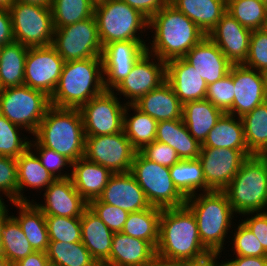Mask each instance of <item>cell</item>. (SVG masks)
<instances>
[{
  "label": "cell",
  "mask_w": 267,
  "mask_h": 266,
  "mask_svg": "<svg viewBox=\"0 0 267 266\" xmlns=\"http://www.w3.org/2000/svg\"><path fill=\"white\" fill-rule=\"evenodd\" d=\"M244 138L252 154L267 155V101L241 117Z\"/></svg>",
  "instance_id": "74e56055"
},
{
  "label": "cell",
  "mask_w": 267,
  "mask_h": 266,
  "mask_svg": "<svg viewBox=\"0 0 267 266\" xmlns=\"http://www.w3.org/2000/svg\"><path fill=\"white\" fill-rule=\"evenodd\" d=\"M64 59L52 46L29 47L24 69V85L53 94L64 65Z\"/></svg>",
  "instance_id": "2e32d148"
},
{
  "label": "cell",
  "mask_w": 267,
  "mask_h": 266,
  "mask_svg": "<svg viewBox=\"0 0 267 266\" xmlns=\"http://www.w3.org/2000/svg\"><path fill=\"white\" fill-rule=\"evenodd\" d=\"M211 252L202 244L194 213L185 204L162 209L156 255L173 261H196Z\"/></svg>",
  "instance_id": "7a4b0ae2"
},
{
  "label": "cell",
  "mask_w": 267,
  "mask_h": 266,
  "mask_svg": "<svg viewBox=\"0 0 267 266\" xmlns=\"http://www.w3.org/2000/svg\"><path fill=\"white\" fill-rule=\"evenodd\" d=\"M233 84L235 97L227 114L241 118L267 101V74L233 64Z\"/></svg>",
  "instance_id": "ac0fdd59"
},
{
  "label": "cell",
  "mask_w": 267,
  "mask_h": 266,
  "mask_svg": "<svg viewBox=\"0 0 267 266\" xmlns=\"http://www.w3.org/2000/svg\"><path fill=\"white\" fill-rule=\"evenodd\" d=\"M148 266H184V262L167 260L156 255Z\"/></svg>",
  "instance_id": "91938a15"
},
{
  "label": "cell",
  "mask_w": 267,
  "mask_h": 266,
  "mask_svg": "<svg viewBox=\"0 0 267 266\" xmlns=\"http://www.w3.org/2000/svg\"><path fill=\"white\" fill-rule=\"evenodd\" d=\"M243 65L267 74V33L263 29L251 31L249 52Z\"/></svg>",
  "instance_id": "c3c4849f"
},
{
  "label": "cell",
  "mask_w": 267,
  "mask_h": 266,
  "mask_svg": "<svg viewBox=\"0 0 267 266\" xmlns=\"http://www.w3.org/2000/svg\"><path fill=\"white\" fill-rule=\"evenodd\" d=\"M223 114L221 109L207 99L188 101L182 105V120L189 133L201 145Z\"/></svg>",
  "instance_id": "f1b7e54d"
},
{
  "label": "cell",
  "mask_w": 267,
  "mask_h": 266,
  "mask_svg": "<svg viewBox=\"0 0 267 266\" xmlns=\"http://www.w3.org/2000/svg\"><path fill=\"white\" fill-rule=\"evenodd\" d=\"M94 17L102 46L119 41H148L142 37L148 35L149 19L126 2L97 0Z\"/></svg>",
  "instance_id": "52a82bcc"
},
{
  "label": "cell",
  "mask_w": 267,
  "mask_h": 266,
  "mask_svg": "<svg viewBox=\"0 0 267 266\" xmlns=\"http://www.w3.org/2000/svg\"><path fill=\"white\" fill-rule=\"evenodd\" d=\"M147 41H119L103 46L102 67L105 90H113L147 51Z\"/></svg>",
  "instance_id": "e0dca14e"
},
{
  "label": "cell",
  "mask_w": 267,
  "mask_h": 266,
  "mask_svg": "<svg viewBox=\"0 0 267 266\" xmlns=\"http://www.w3.org/2000/svg\"><path fill=\"white\" fill-rule=\"evenodd\" d=\"M29 47L19 42L3 45L0 55V85L2 88L24 85L25 60Z\"/></svg>",
  "instance_id": "e575fe53"
},
{
  "label": "cell",
  "mask_w": 267,
  "mask_h": 266,
  "mask_svg": "<svg viewBox=\"0 0 267 266\" xmlns=\"http://www.w3.org/2000/svg\"><path fill=\"white\" fill-rule=\"evenodd\" d=\"M14 3V0H0V9H8Z\"/></svg>",
  "instance_id": "e7e4bbea"
},
{
  "label": "cell",
  "mask_w": 267,
  "mask_h": 266,
  "mask_svg": "<svg viewBox=\"0 0 267 266\" xmlns=\"http://www.w3.org/2000/svg\"><path fill=\"white\" fill-rule=\"evenodd\" d=\"M157 122L182 119V103L165 81L157 89L143 95L133 104Z\"/></svg>",
  "instance_id": "4316f807"
},
{
  "label": "cell",
  "mask_w": 267,
  "mask_h": 266,
  "mask_svg": "<svg viewBox=\"0 0 267 266\" xmlns=\"http://www.w3.org/2000/svg\"><path fill=\"white\" fill-rule=\"evenodd\" d=\"M13 205L19 212L17 216L12 213V216L20 224L33 250L47 252L49 237L43 212L33 202H12Z\"/></svg>",
  "instance_id": "4dcf8cb0"
},
{
  "label": "cell",
  "mask_w": 267,
  "mask_h": 266,
  "mask_svg": "<svg viewBox=\"0 0 267 266\" xmlns=\"http://www.w3.org/2000/svg\"><path fill=\"white\" fill-rule=\"evenodd\" d=\"M31 139L32 140L30 141V148L34 150V152L40 159L42 166L55 179H64V178H69L71 176L72 162L69 159L57 153L53 149L43 147L33 137ZM68 167L70 168L69 170ZM63 169L70 171V173Z\"/></svg>",
  "instance_id": "bcb514c9"
},
{
  "label": "cell",
  "mask_w": 267,
  "mask_h": 266,
  "mask_svg": "<svg viewBox=\"0 0 267 266\" xmlns=\"http://www.w3.org/2000/svg\"><path fill=\"white\" fill-rule=\"evenodd\" d=\"M14 2L28 3L33 5H41L44 7L51 6V0H14Z\"/></svg>",
  "instance_id": "6125c7cd"
},
{
  "label": "cell",
  "mask_w": 267,
  "mask_h": 266,
  "mask_svg": "<svg viewBox=\"0 0 267 266\" xmlns=\"http://www.w3.org/2000/svg\"><path fill=\"white\" fill-rule=\"evenodd\" d=\"M95 0H51L54 28L65 27L94 15Z\"/></svg>",
  "instance_id": "60d3db41"
},
{
  "label": "cell",
  "mask_w": 267,
  "mask_h": 266,
  "mask_svg": "<svg viewBox=\"0 0 267 266\" xmlns=\"http://www.w3.org/2000/svg\"><path fill=\"white\" fill-rule=\"evenodd\" d=\"M49 241L81 242V217L45 216Z\"/></svg>",
  "instance_id": "ee69618b"
},
{
  "label": "cell",
  "mask_w": 267,
  "mask_h": 266,
  "mask_svg": "<svg viewBox=\"0 0 267 266\" xmlns=\"http://www.w3.org/2000/svg\"><path fill=\"white\" fill-rule=\"evenodd\" d=\"M130 172L151 206L166 209L185 205L186 198L174 185L169 167L157 164L137 151Z\"/></svg>",
  "instance_id": "ba28073f"
},
{
  "label": "cell",
  "mask_w": 267,
  "mask_h": 266,
  "mask_svg": "<svg viewBox=\"0 0 267 266\" xmlns=\"http://www.w3.org/2000/svg\"><path fill=\"white\" fill-rule=\"evenodd\" d=\"M14 41L10 11L8 9H0V44L6 45Z\"/></svg>",
  "instance_id": "11a10c76"
},
{
  "label": "cell",
  "mask_w": 267,
  "mask_h": 266,
  "mask_svg": "<svg viewBox=\"0 0 267 266\" xmlns=\"http://www.w3.org/2000/svg\"><path fill=\"white\" fill-rule=\"evenodd\" d=\"M98 199L103 203L119 207L129 213L151 207L144 191L130 171L113 173Z\"/></svg>",
  "instance_id": "44dd1931"
},
{
  "label": "cell",
  "mask_w": 267,
  "mask_h": 266,
  "mask_svg": "<svg viewBox=\"0 0 267 266\" xmlns=\"http://www.w3.org/2000/svg\"><path fill=\"white\" fill-rule=\"evenodd\" d=\"M201 147L230 148L248 150L244 138V126L241 118L224 113L209 131Z\"/></svg>",
  "instance_id": "d6a6232c"
},
{
  "label": "cell",
  "mask_w": 267,
  "mask_h": 266,
  "mask_svg": "<svg viewBox=\"0 0 267 266\" xmlns=\"http://www.w3.org/2000/svg\"><path fill=\"white\" fill-rule=\"evenodd\" d=\"M88 207L113 232H121L129 212L119 207L103 203L98 198L88 202Z\"/></svg>",
  "instance_id": "681fc988"
},
{
  "label": "cell",
  "mask_w": 267,
  "mask_h": 266,
  "mask_svg": "<svg viewBox=\"0 0 267 266\" xmlns=\"http://www.w3.org/2000/svg\"><path fill=\"white\" fill-rule=\"evenodd\" d=\"M50 106L45 92L25 85L3 88L0 94V114L32 135Z\"/></svg>",
  "instance_id": "9c48e42d"
},
{
  "label": "cell",
  "mask_w": 267,
  "mask_h": 266,
  "mask_svg": "<svg viewBox=\"0 0 267 266\" xmlns=\"http://www.w3.org/2000/svg\"><path fill=\"white\" fill-rule=\"evenodd\" d=\"M231 260L237 266H267V256H235Z\"/></svg>",
  "instance_id": "6f0895ef"
},
{
  "label": "cell",
  "mask_w": 267,
  "mask_h": 266,
  "mask_svg": "<svg viewBox=\"0 0 267 266\" xmlns=\"http://www.w3.org/2000/svg\"><path fill=\"white\" fill-rule=\"evenodd\" d=\"M170 4L192 20L206 35L227 11V0H170Z\"/></svg>",
  "instance_id": "1f68e13d"
},
{
  "label": "cell",
  "mask_w": 267,
  "mask_h": 266,
  "mask_svg": "<svg viewBox=\"0 0 267 266\" xmlns=\"http://www.w3.org/2000/svg\"><path fill=\"white\" fill-rule=\"evenodd\" d=\"M126 2L132 8L140 11L144 16L150 19L155 13L170 3V0H121Z\"/></svg>",
  "instance_id": "db71d44e"
},
{
  "label": "cell",
  "mask_w": 267,
  "mask_h": 266,
  "mask_svg": "<svg viewBox=\"0 0 267 266\" xmlns=\"http://www.w3.org/2000/svg\"><path fill=\"white\" fill-rule=\"evenodd\" d=\"M170 175L178 191L187 199L206 192L203 169L199 159L180 160L170 167Z\"/></svg>",
  "instance_id": "8d00e7d4"
},
{
  "label": "cell",
  "mask_w": 267,
  "mask_h": 266,
  "mask_svg": "<svg viewBox=\"0 0 267 266\" xmlns=\"http://www.w3.org/2000/svg\"><path fill=\"white\" fill-rule=\"evenodd\" d=\"M46 253L51 266H100L82 242L49 241Z\"/></svg>",
  "instance_id": "f35d334b"
},
{
  "label": "cell",
  "mask_w": 267,
  "mask_h": 266,
  "mask_svg": "<svg viewBox=\"0 0 267 266\" xmlns=\"http://www.w3.org/2000/svg\"><path fill=\"white\" fill-rule=\"evenodd\" d=\"M233 84V65L230 72L222 79L208 85L206 97L214 106L227 113L233 105L235 97Z\"/></svg>",
  "instance_id": "7dc6e473"
},
{
  "label": "cell",
  "mask_w": 267,
  "mask_h": 266,
  "mask_svg": "<svg viewBox=\"0 0 267 266\" xmlns=\"http://www.w3.org/2000/svg\"><path fill=\"white\" fill-rule=\"evenodd\" d=\"M112 90H104L79 108L85 136L112 135L123 131L126 104Z\"/></svg>",
  "instance_id": "7c38bea8"
},
{
  "label": "cell",
  "mask_w": 267,
  "mask_h": 266,
  "mask_svg": "<svg viewBox=\"0 0 267 266\" xmlns=\"http://www.w3.org/2000/svg\"><path fill=\"white\" fill-rule=\"evenodd\" d=\"M13 266H51L46 252L34 251Z\"/></svg>",
  "instance_id": "9f6ffc18"
},
{
  "label": "cell",
  "mask_w": 267,
  "mask_h": 266,
  "mask_svg": "<svg viewBox=\"0 0 267 266\" xmlns=\"http://www.w3.org/2000/svg\"><path fill=\"white\" fill-rule=\"evenodd\" d=\"M251 31L226 11L207 36L232 64H243L249 52Z\"/></svg>",
  "instance_id": "ffe728a7"
},
{
  "label": "cell",
  "mask_w": 267,
  "mask_h": 266,
  "mask_svg": "<svg viewBox=\"0 0 267 266\" xmlns=\"http://www.w3.org/2000/svg\"><path fill=\"white\" fill-rule=\"evenodd\" d=\"M32 137L43 147L53 149L72 163L84 157L86 136L79 108L51 105Z\"/></svg>",
  "instance_id": "3957f363"
},
{
  "label": "cell",
  "mask_w": 267,
  "mask_h": 266,
  "mask_svg": "<svg viewBox=\"0 0 267 266\" xmlns=\"http://www.w3.org/2000/svg\"><path fill=\"white\" fill-rule=\"evenodd\" d=\"M0 194L2 197L4 194L11 203L18 202L16 158L0 155Z\"/></svg>",
  "instance_id": "f907efd6"
},
{
  "label": "cell",
  "mask_w": 267,
  "mask_h": 266,
  "mask_svg": "<svg viewBox=\"0 0 267 266\" xmlns=\"http://www.w3.org/2000/svg\"><path fill=\"white\" fill-rule=\"evenodd\" d=\"M161 212V208L151 206L138 212L129 213L121 232L146 240L156 249L159 242Z\"/></svg>",
  "instance_id": "d590c367"
},
{
  "label": "cell",
  "mask_w": 267,
  "mask_h": 266,
  "mask_svg": "<svg viewBox=\"0 0 267 266\" xmlns=\"http://www.w3.org/2000/svg\"><path fill=\"white\" fill-rule=\"evenodd\" d=\"M222 252H216V266H237L232 260L227 259L228 261H224V260H220V258L222 257ZM219 257V258H218ZM221 261V263H219V260ZM224 261V262H223Z\"/></svg>",
  "instance_id": "be15d7a7"
},
{
  "label": "cell",
  "mask_w": 267,
  "mask_h": 266,
  "mask_svg": "<svg viewBox=\"0 0 267 266\" xmlns=\"http://www.w3.org/2000/svg\"><path fill=\"white\" fill-rule=\"evenodd\" d=\"M223 192L236 216L267 211V155L248 156Z\"/></svg>",
  "instance_id": "8992f818"
},
{
  "label": "cell",
  "mask_w": 267,
  "mask_h": 266,
  "mask_svg": "<svg viewBox=\"0 0 267 266\" xmlns=\"http://www.w3.org/2000/svg\"><path fill=\"white\" fill-rule=\"evenodd\" d=\"M104 90L101 57L64 62L50 103L60 108H80Z\"/></svg>",
  "instance_id": "5b68a950"
},
{
  "label": "cell",
  "mask_w": 267,
  "mask_h": 266,
  "mask_svg": "<svg viewBox=\"0 0 267 266\" xmlns=\"http://www.w3.org/2000/svg\"><path fill=\"white\" fill-rule=\"evenodd\" d=\"M155 140L175 149L181 160L197 159L202 146L189 133L182 119L157 122Z\"/></svg>",
  "instance_id": "f546056e"
},
{
  "label": "cell",
  "mask_w": 267,
  "mask_h": 266,
  "mask_svg": "<svg viewBox=\"0 0 267 266\" xmlns=\"http://www.w3.org/2000/svg\"><path fill=\"white\" fill-rule=\"evenodd\" d=\"M238 221V224H235L236 227L233 225L234 232L233 230H231V233L233 235V239L230 243H233L232 248L230 249L231 253L233 251V255L235 256H267V252L264 250L262 244L259 242L257 237L248 229V227L242 221Z\"/></svg>",
  "instance_id": "f6af8a7d"
},
{
  "label": "cell",
  "mask_w": 267,
  "mask_h": 266,
  "mask_svg": "<svg viewBox=\"0 0 267 266\" xmlns=\"http://www.w3.org/2000/svg\"><path fill=\"white\" fill-rule=\"evenodd\" d=\"M253 155L249 150L201 147L199 161L206 192L223 191L237 174L243 161Z\"/></svg>",
  "instance_id": "5bb4252c"
},
{
  "label": "cell",
  "mask_w": 267,
  "mask_h": 266,
  "mask_svg": "<svg viewBox=\"0 0 267 266\" xmlns=\"http://www.w3.org/2000/svg\"><path fill=\"white\" fill-rule=\"evenodd\" d=\"M166 82L182 104L206 97L208 87L206 81L183 58L166 62Z\"/></svg>",
  "instance_id": "603a6c76"
},
{
  "label": "cell",
  "mask_w": 267,
  "mask_h": 266,
  "mask_svg": "<svg viewBox=\"0 0 267 266\" xmlns=\"http://www.w3.org/2000/svg\"><path fill=\"white\" fill-rule=\"evenodd\" d=\"M9 11L16 42L27 47L52 45L55 28L51 7L14 2Z\"/></svg>",
  "instance_id": "30bf717a"
},
{
  "label": "cell",
  "mask_w": 267,
  "mask_h": 266,
  "mask_svg": "<svg viewBox=\"0 0 267 266\" xmlns=\"http://www.w3.org/2000/svg\"><path fill=\"white\" fill-rule=\"evenodd\" d=\"M185 204L195 215L202 244L211 253H225V244L230 242L226 241L227 235L231 234L230 230L235 225L233 220L238 217L227 195L223 191L197 193L187 198Z\"/></svg>",
  "instance_id": "277c9868"
},
{
  "label": "cell",
  "mask_w": 267,
  "mask_h": 266,
  "mask_svg": "<svg viewBox=\"0 0 267 266\" xmlns=\"http://www.w3.org/2000/svg\"><path fill=\"white\" fill-rule=\"evenodd\" d=\"M182 58L196 70L207 85L226 76L233 65L208 36L203 38Z\"/></svg>",
  "instance_id": "7402d4cb"
},
{
  "label": "cell",
  "mask_w": 267,
  "mask_h": 266,
  "mask_svg": "<svg viewBox=\"0 0 267 266\" xmlns=\"http://www.w3.org/2000/svg\"><path fill=\"white\" fill-rule=\"evenodd\" d=\"M113 173L85 157L72 163L71 180L75 189L87 201L98 198Z\"/></svg>",
  "instance_id": "d4e9b609"
},
{
  "label": "cell",
  "mask_w": 267,
  "mask_h": 266,
  "mask_svg": "<svg viewBox=\"0 0 267 266\" xmlns=\"http://www.w3.org/2000/svg\"><path fill=\"white\" fill-rule=\"evenodd\" d=\"M8 205L5 204L4 199L2 198V195H0V212Z\"/></svg>",
  "instance_id": "003e7915"
},
{
  "label": "cell",
  "mask_w": 267,
  "mask_h": 266,
  "mask_svg": "<svg viewBox=\"0 0 267 266\" xmlns=\"http://www.w3.org/2000/svg\"><path fill=\"white\" fill-rule=\"evenodd\" d=\"M0 266H13L4 256H0Z\"/></svg>",
  "instance_id": "03108f58"
},
{
  "label": "cell",
  "mask_w": 267,
  "mask_h": 266,
  "mask_svg": "<svg viewBox=\"0 0 267 266\" xmlns=\"http://www.w3.org/2000/svg\"><path fill=\"white\" fill-rule=\"evenodd\" d=\"M41 202H33L44 216L81 217L88 202L75 189L71 178L55 179L43 193Z\"/></svg>",
  "instance_id": "d6986e66"
},
{
  "label": "cell",
  "mask_w": 267,
  "mask_h": 266,
  "mask_svg": "<svg viewBox=\"0 0 267 266\" xmlns=\"http://www.w3.org/2000/svg\"><path fill=\"white\" fill-rule=\"evenodd\" d=\"M113 235L114 232L89 207L83 211L81 242L100 266L110 256Z\"/></svg>",
  "instance_id": "484cf974"
},
{
  "label": "cell",
  "mask_w": 267,
  "mask_h": 266,
  "mask_svg": "<svg viewBox=\"0 0 267 266\" xmlns=\"http://www.w3.org/2000/svg\"><path fill=\"white\" fill-rule=\"evenodd\" d=\"M184 266H216V252L200 260L186 261L184 262Z\"/></svg>",
  "instance_id": "680465c9"
},
{
  "label": "cell",
  "mask_w": 267,
  "mask_h": 266,
  "mask_svg": "<svg viewBox=\"0 0 267 266\" xmlns=\"http://www.w3.org/2000/svg\"><path fill=\"white\" fill-rule=\"evenodd\" d=\"M136 152L124 131L85 137L84 157L112 173L129 172Z\"/></svg>",
  "instance_id": "4fadbf2b"
},
{
  "label": "cell",
  "mask_w": 267,
  "mask_h": 266,
  "mask_svg": "<svg viewBox=\"0 0 267 266\" xmlns=\"http://www.w3.org/2000/svg\"><path fill=\"white\" fill-rule=\"evenodd\" d=\"M155 256L148 241L114 232L110 256L101 266H148Z\"/></svg>",
  "instance_id": "cb8c5ba5"
},
{
  "label": "cell",
  "mask_w": 267,
  "mask_h": 266,
  "mask_svg": "<svg viewBox=\"0 0 267 266\" xmlns=\"http://www.w3.org/2000/svg\"><path fill=\"white\" fill-rule=\"evenodd\" d=\"M21 130V131H20ZM23 128L0 114V155L18 158L30 147V139L22 137ZM21 136V137H20ZM26 136V137H25Z\"/></svg>",
  "instance_id": "7bdbcfd3"
},
{
  "label": "cell",
  "mask_w": 267,
  "mask_h": 266,
  "mask_svg": "<svg viewBox=\"0 0 267 266\" xmlns=\"http://www.w3.org/2000/svg\"><path fill=\"white\" fill-rule=\"evenodd\" d=\"M6 206L1 212H0V256H3V245H2V224L3 220L9 215V209Z\"/></svg>",
  "instance_id": "94428289"
},
{
  "label": "cell",
  "mask_w": 267,
  "mask_h": 266,
  "mask_svg": "<svg viewBox=\"0 0 267 266\" xmlns=\"http://www.w3.org/2000/svg\"><path fill=\"white\" fill-rule=\"evenodd\" d=\"M140 152L147 159L169 168L181 160L175 149L156 140L146 145Z\"/></svg>",
  "instance_id": "816d5d0a"
},
{
  "label": "cell",
  "mask_w": 267,
  "mask_h": 266,
  "mask_svg": "<svg viewBox=\"0 0 267 266\" xmlns=\"http://www.w3.org/2000/svg\"><path fill=\"white\" fill-rule=\"evenodd\" d=\"M147 52L165 62L182 58L207 35L170 3L149 19ZM154 31V32H153ZM151 40V41H150ZM151 45H150V44Z\"/></svg>",
  "instance_id": "6da1fadb"
},
{
  "label": "cell",
  "mask_w": 267,
  "mask_h": 266,
  "mask_svg": "<svg viewBox=\"0 0 267 266\" xmlns=\"http://www.w3.org/2000/svg\"><path fill=\"white\" fill-rule=\"evenodd\" d=\"M165 81L166 62L146 51L134 64L127 77L112 91L116 95H123L126 98L124 101L126 105H133L143 95L157 89Z\"/></svg>",
  "instance_id": "9a60e30c"
},
{
  "label": "cell",
  "mask_w": 267,
  "mask_h": 266,
  "mask_svg": "<svg viewBox=\"0 0 267 266\" xmlns=\"http://www.w3.org/2000/svg\"><path fill=\"white\" fill-rule=\"evenodd\" d=\"M227 12L251 30L263 29L267 21V4L261 0H227Z\"/></svg>",
  "instance_id": "b9f144b4"
},
{
  "label": "cell",
  "mask_w": 267,
  "mask_h": 266,
  "mask_svg": "<svg viewBox=\"0 0 267 266\" xmlns=\"http://www.w3.org/2000/svg\"><path fill=\"white\" fill-rule=\"evenodd\" d=\"M263 30L267 33V21L265 22V25L263 27Z\"/></svg>",
  "instance_id": "a7ac6f4b"
},
{
  "label": "cell",
  "mask_w": 267,
  "mask_h": 266,
  "mask_svg": "<svg viewBox=\"0 0 267 266\" xmlns=\"http://www.w3.org/2000/svg\"><path fill=\"white\" fill-rule=\"evenodd\" d=\"M2 47H3V45H1V44H0V55H1V50H2Z\"/></svg>",
  "instance_id": "89a4df30"
},
{
  "label": "cell",
  "mask_w": 267,
  "mask_h": 266,
  "mask_svg": "<svg viewBox=\"0 0 267 266\" xmlns=\"http://www.w3.org/2000/svg\"><path fill=\"white\" fill-rule=\"evenodd\" d=\"M52 46L65 62L101 57V44L94 15L65 27L55 28Z\"/></svg>",
  "instance_id": "8fae6325"
},
{
  "label": "cell",
  "mask_w": 267,
  "mask_h": 266,
  "mask_svg": "<svg viewBox=\"0 0 267 266\" xmlns=\"http://www.w3.org/2000/svg\"><path fill=\"white\" fill-rule=\"evenodd\" d=\"M241 216L242 218L246 216L244 219H241V221L257 237L264 250L267 252V211L246 213Z\"/></svg>",
  "instance_id": "f5cc1de1"
},
{
  "label": "cell",
  "mask_w": 267,
  "mask_h": 266,
  "mask_svg": "<svg viewBox=\"0 0 267 266\" xmlns=\"http://www.w3.org/2000/svg\"><path fill=\"white\" fill-rule=\"evenodd\" d=\"M17 160L18 202H31L24 191L43 192L55 178L42 166L36 153L29 147ZM32 188V189H31ZM41 190V191H40Z\"/></svg>",
  "instance_id": "83f0119b"
},
{
  "label": "cell",
  "mask_w": 267,
  "mask_h": 266,
  "mask_svg": "<svg viewBox=\"0 0 267 266\" xmlns=\"http://www.w3.org/2000/svg\"><path fill=\"white\" fill-rule=\"evenodd\" d=\"M3 256L13 265L34 252L18 221L9 214L2 224Z\"/></svg>",
  "instance_id": "ab89813d"
},
{
  "label": "cell",
  "mask_w": 267,
  "mask_h": 266,
  "mask_svg": "<svg viewBox=\"0 0 267 266\" xmlns=\"http://www.w3.org/2000/svg\"><path fill=\"white\" fill-rule=\"evenodd\" d=\"M134 111L133 113H130ZM123 131L136 151L155 141L157 121L134 105H126L123 114Z\"/></svg>",
  "instance_id": "836d02e7"
}]
</instances>
